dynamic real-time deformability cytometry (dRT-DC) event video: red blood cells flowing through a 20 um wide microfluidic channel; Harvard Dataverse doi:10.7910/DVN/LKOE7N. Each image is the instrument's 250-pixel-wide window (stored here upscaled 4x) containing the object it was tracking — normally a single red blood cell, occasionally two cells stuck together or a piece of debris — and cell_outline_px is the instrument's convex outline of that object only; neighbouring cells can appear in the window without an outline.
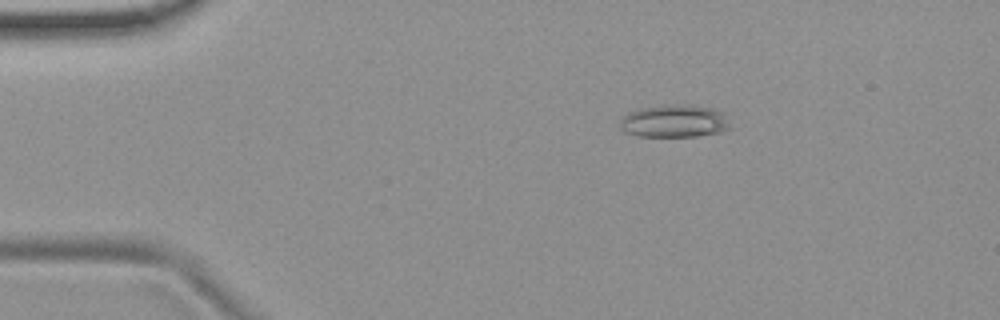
{"species": "common noctule bat (a hibernating species)", "species_latin": "Nyctalus noctula", "temperature_condition": "room temperature", "stored_images_in_passage": 4, "camera_frame_rate_fps": 3000, "um_per_image_px": 0.085, "animal": {"sex": "female", "body_mass_g": 19.9}, "frame": {"image": 1, "passage_image": 3, "time_ms": 2.0, "image_size_px": [1000, 320], "cell_outline_px": [[732, 128], [720, 132], [696, 136], [640, 136], [624, 132], [620, 128], [620, 120], [628, 112], [640, 108], [676, 104], [688, 104], [712, 108], [720, 112]], "centroid_in_image_um": [57.29, 10.3], "position_along_channel_um": 27.7, "area_um2": 20.81}}